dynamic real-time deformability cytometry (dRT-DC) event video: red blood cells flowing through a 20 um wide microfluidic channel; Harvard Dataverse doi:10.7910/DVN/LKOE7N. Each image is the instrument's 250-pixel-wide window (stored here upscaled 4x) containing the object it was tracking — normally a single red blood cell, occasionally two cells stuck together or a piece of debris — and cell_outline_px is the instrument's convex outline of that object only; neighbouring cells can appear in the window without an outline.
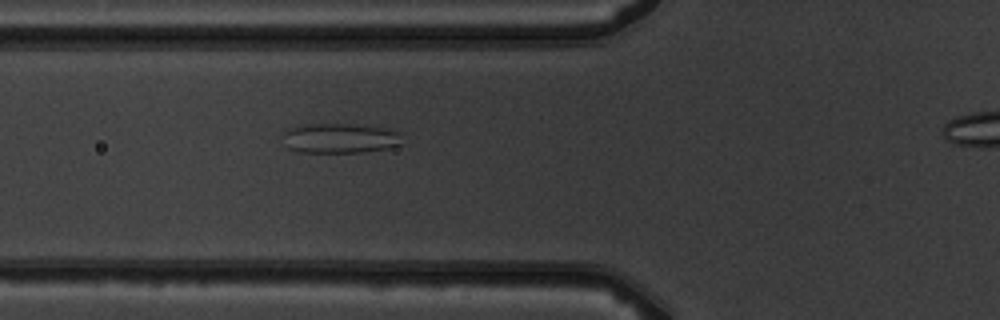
{"species": "common noctule bat (a hibernating species)", "species_latin": "Nyctalus noctula", "temperature_condition": "warm", "stored_images_in_passage": 4, "camera_frame_rate_fps": 3000, "um_per_image_px": 0.085, "animal": {"sex": "male", "body_mass_g": 19.5, "forearm_length_mm": 54.6}, "frame": {"image": 1, "passage_image": 3, "time_ms": 2.333, "image_size_px": [1000, 320], "cell_outline_px": [[400, 144], [388, 148], [360, 152], [296, 152], [288, 148], [280, 136], [288, 128], [308, 124], [348, 124], [388, 128], [396, 132]], "centroid_in_image_um": [28.78, 11.75], "position_along_channel_um": 97.0, "area_um2": 20.58}}